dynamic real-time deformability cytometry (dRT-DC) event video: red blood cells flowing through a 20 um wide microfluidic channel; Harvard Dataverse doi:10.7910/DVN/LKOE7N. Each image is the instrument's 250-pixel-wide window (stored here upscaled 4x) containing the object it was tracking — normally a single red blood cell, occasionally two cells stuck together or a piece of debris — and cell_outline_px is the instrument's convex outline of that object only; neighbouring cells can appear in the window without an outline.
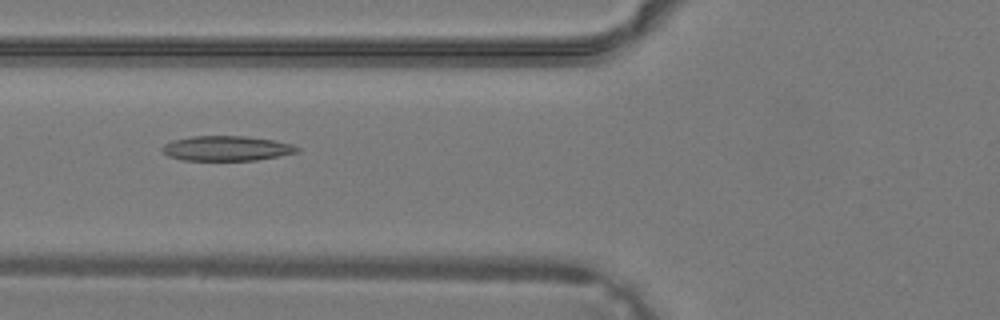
{"species": "common noctule bat (a hibernating species)", "species_latin": "Nyctalus noctula", "temperature_condition": "warm", "stored_images_in_passage": 32, "camera_frame_rate_fps": 3000, "um_per_image_px": 0.085, "animal": {"sex": "male", "body_mass_g": 19.2, "forearm_length_mm": 51.8}, "frame": {"image": 1, "passage_image": 8, "time_ms": 2.333, "image_size_px": [1000, 320], "cell_outline_px": [[300, 152], [256, 160], [180, 160], [168, 156], [160, 148], [164, 144], [172, 140], [192, 136], [248, 136], [272, 140], [292, 144], [300, 148]], "centroid_in_image_um": [19.25, 12.61], "position_along_channel_um": 106.6, "area_um2": 19.65}}
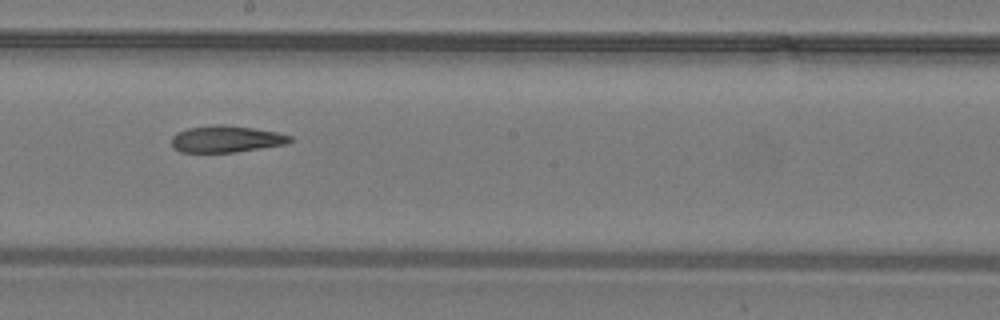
{"frame": {"image": 2, "passage_image": 15, "time_ms": 4.667, "image_size_px": [1000, 320], "cell_outline_px": [[292, 140], [284, 144], [236, 152], [180, 152], [172, 148], [172, 136], [176, 132], [188, 128], [212, 124], [224, 124], [252, 128], [276, 132], [292, 136]], "centroid_in_image_um": [19.17, 11.81], "position_along_channel_um": 229.0, "area_um2": 18.44}}
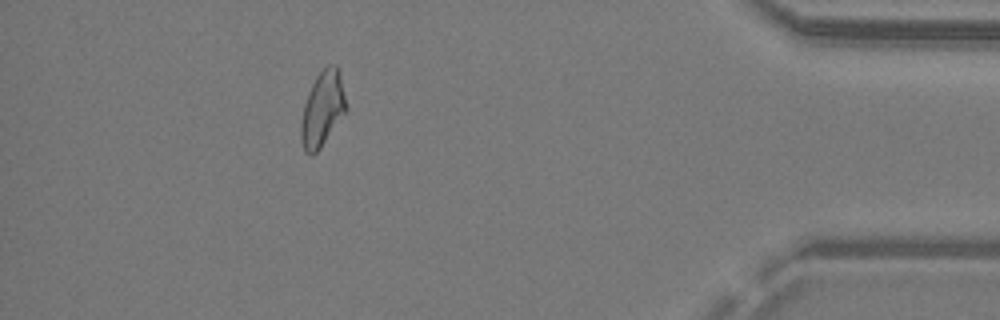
{"frame": {"image": 3, "passage_image": 28, "time_ms": 9.0, "image_size_px": [1000, 320], "cell_outline_px": [[348, 108], [320, 148], [316, 152], [304, 152], [300, 140], [300, 124], [304, 104], [308, 92], [316, 76], [328, 64], [336, 64], [340, 68]], "centroid_in_image_um": [27.42, 9.2], "position_along_channel_um": 407.8, "area_um2": 19.88}}